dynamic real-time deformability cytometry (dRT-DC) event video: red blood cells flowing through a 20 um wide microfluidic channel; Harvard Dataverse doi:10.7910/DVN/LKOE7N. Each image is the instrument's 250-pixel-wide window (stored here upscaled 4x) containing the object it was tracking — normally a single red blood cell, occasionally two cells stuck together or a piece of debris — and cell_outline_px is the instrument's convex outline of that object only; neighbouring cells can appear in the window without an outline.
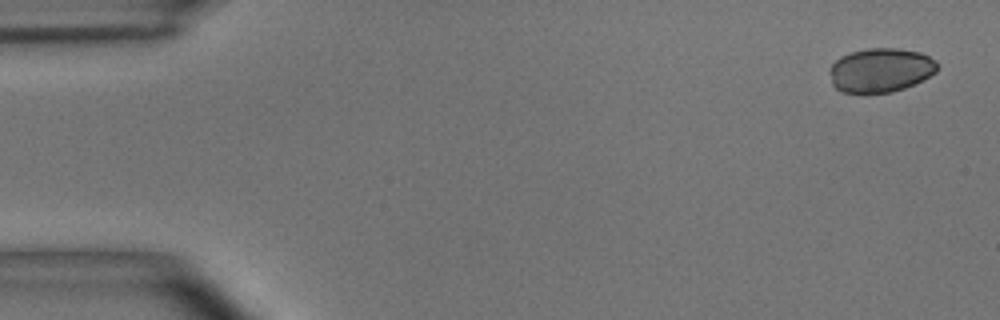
{"species": "common noctule bat (a hibernating species)", "species_latin": "Nyctalus noctula", "temperature_condition": "room temperature", "stored_images_in_passage": 4, "camera_frame_rate_fps": 3000, "um_per_image_px": 0.085, "animal": {"sex": "male", "body_mass_g": 15.6}, "frame": {"image": 1, "passage_image": 1, "time_ms": 0.0, "image_size_px": [1000, 320], "cell_outline_px": [[936, 72], [904, 88], [892, 92], [840, 92], [832, 84], [828, 72], [828, 68], [840, 56], [852, 52], [868, 48], [896, 48], [920, 52], [936, 60]], "centroid_in_image_um": [74.8, 5.95], "position_along_channel_um": 10.2, "area_um2": 27.51}}
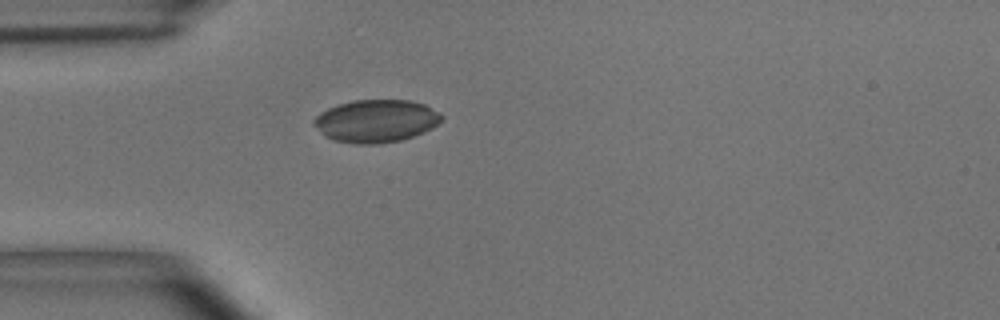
{"frame": {"image": 2, "passage_image": 4, "time_ms": 1.0, "image_size_px": [1000, 320], "cell_outline_px": [[444, 116], [432, 128], [424, 132], [400, 140], [380, 144], [356, 144], [332, 140], [324, 136], [312, 124], [312, 120], [320, 112], [328, 108], [352, 100], [412, 100], [424, 104], [440, 112]], "centroid_in_image_um": [31.94, 10.28], "position_along_channel_um": 53.1, "area_um2": 31.96}}